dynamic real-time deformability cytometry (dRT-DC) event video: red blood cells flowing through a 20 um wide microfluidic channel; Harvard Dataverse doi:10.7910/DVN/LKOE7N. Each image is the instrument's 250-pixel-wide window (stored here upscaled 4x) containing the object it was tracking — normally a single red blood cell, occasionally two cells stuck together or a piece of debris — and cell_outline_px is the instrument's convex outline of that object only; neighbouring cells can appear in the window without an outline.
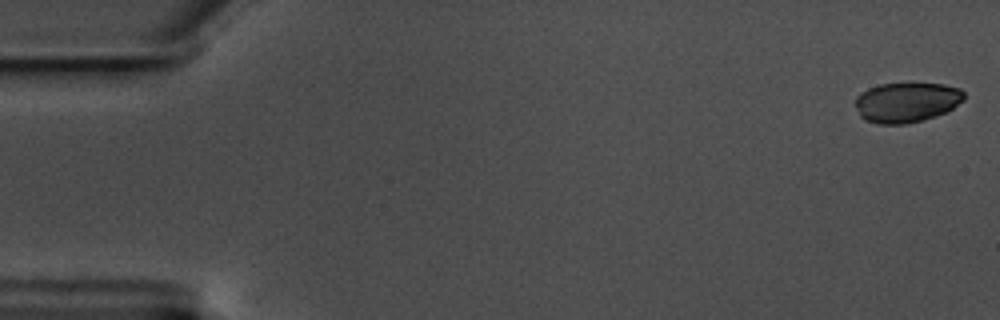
{"species": "common noctule bat (a hibernating species)", "species_latin": "Nyctalus noctula", "temperature_condition": "warm", "stored_images_in_passage": 58, "camera_frame_rate_fps": 3000, "um_per_image_px": 0.085, "animal": {"sex": "male", "body_mass_g": 17.5, "forearm_length_mm": 52.3}, "frame": {"image": 1, "passage_image": 1, "time_ms": 0.0, "image_size_px": [1000, 320], "cell_outline_px": [[964, 100], [952, 108], [936, 116], [924, 120], [904, 124], [880, 124], [864, 120], [860, 116], [856, 108], [856, 96], [860, 92], [868, 88], [880, 84], [944, 84], [960, 88], [964, 92]], "centroid_in_image_um": [77.04, 8.7], "position_along_channel_um": 8.0, "area_um2": 25.32}}
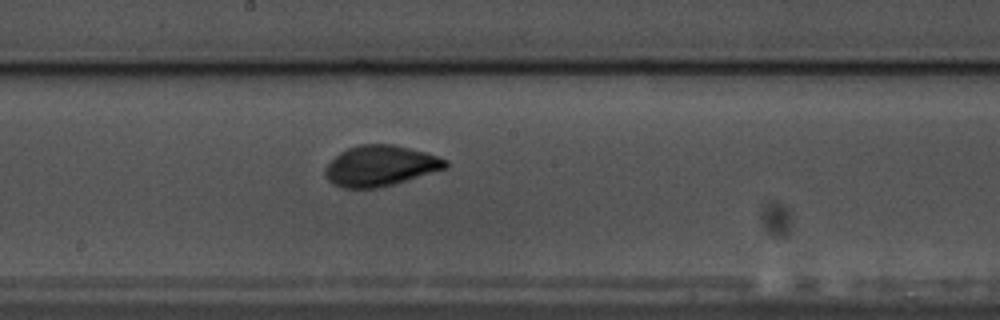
{"frame": {"image": 2, "passage_image": 31, "time_ms": 10.0, "image_size_px": [1000, 320], "cell_outline_px": [[448, 168], [380, 188], [340, 188], [332, 184], [324, 176], [324, 168], [340, 152], [348, 148], [360, 144], [392, 144], [424, 152], [448, 160]], "centroid_in_image_um": [32.31, 14.11], "position_along_channel_um": 215.9, "area_um2": 28.55}}
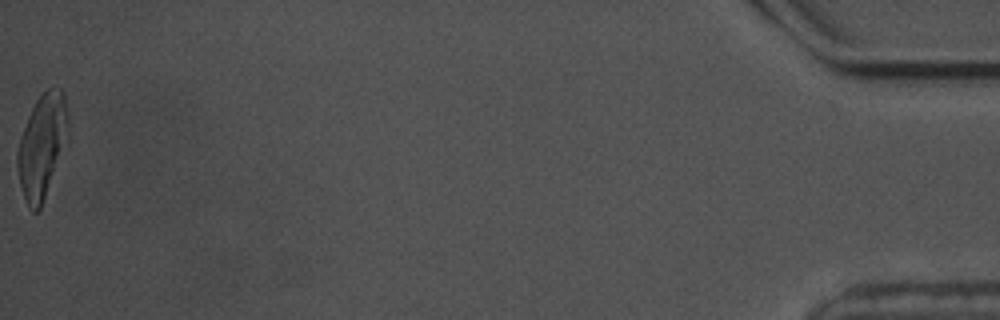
{"frame": {"image": 3, "passage_image": 58, "time_ms": 19.0, "image_size_px": [1000, 320], "cell_outline_px": [[68, 144], [40, 208], [36, 212], [32, 212], [28, 208], [20, 184], [16, 164], [16, 152], [20, 136], [28, 116], [36, 100], [48, 88], [60, 88], [64, 92], [68, 112]], "centroid_in_image_um": [3.59, 12.41], "position_along_channel_um": 431.6, "area_um2": 31.21}, "authors_computed_cell_mechanics": {"area_um2": 27.5706, "velocity_mm_per_s": 3.5305, "shape_relaxation_time_tau1_ms": 3.7599, "shape_relaxation_time_tau2_ms": null, "deformation_change_tau1": 0.1015, "deformation_change_tau2": null}}